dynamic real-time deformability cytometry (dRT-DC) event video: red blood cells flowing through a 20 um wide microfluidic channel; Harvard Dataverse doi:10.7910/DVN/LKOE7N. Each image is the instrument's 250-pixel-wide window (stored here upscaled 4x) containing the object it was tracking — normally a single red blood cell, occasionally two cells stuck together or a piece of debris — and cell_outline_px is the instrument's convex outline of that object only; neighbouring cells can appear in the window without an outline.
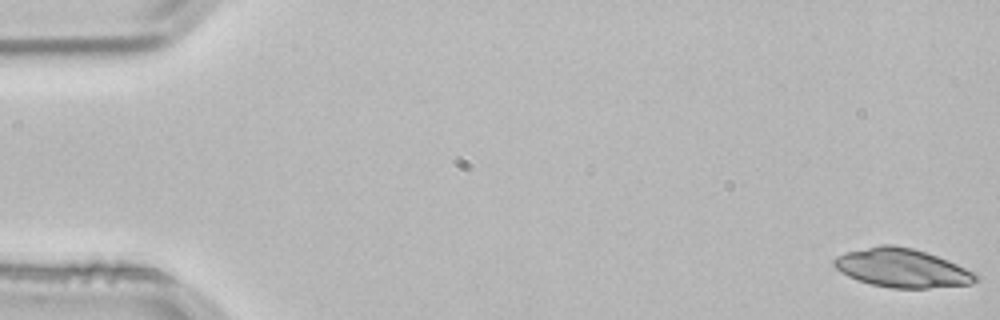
{"species": "common noctule bat (a hibernating species)", "species_latin": "Nyctalus noctula", "temperature_condition": "room temperature", "stored_images_in_passage": 53, "camera_frame_rate_fps": 3000, "um_per_image_px": 0.085, "animal": {"sex": "male", "body_mass_g": 21.5, "forearm_length_mm": 52.0}, "frame": {"image": 1, "passage_image": 1, "time_ms": 0.0, "image_size_px": [1000, 320], "cell_outline_px": [[980, 276], [972, 284], [928, 288], [892, 288], [872, 284], [856, 280], [840, 272], [832, 264], [832, 260], [836, 256], [844, 252], [884, 244], [892, 244], [912, 248], [936, 256], [976, 272]], "centroid_in_image_um": [76.65, 22.78], "position_along_channel_um": 8.4, "area_um2": 31.96}}